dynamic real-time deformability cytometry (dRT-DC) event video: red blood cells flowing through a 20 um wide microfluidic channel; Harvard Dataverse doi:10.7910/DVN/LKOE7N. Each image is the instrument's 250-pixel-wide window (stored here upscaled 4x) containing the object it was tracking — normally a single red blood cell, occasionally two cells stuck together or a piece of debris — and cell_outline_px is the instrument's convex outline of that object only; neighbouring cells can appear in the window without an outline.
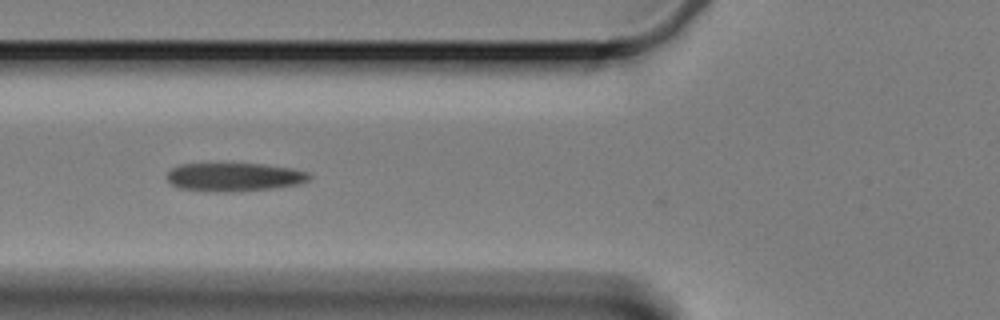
{"species": "Egyptian fruit bat (a non-hibernating species)", "species_latin": "Rousettus aegyptiacus", "temperature_condition": "cold", "stored_images_in_passage": 9, "camera_frame_rate_fps": 3000, "um_per_image_px": 0.085, "animal": {"sex": "female"}, "frame": {"image": 1, "passage_image": 2, "time_ms": 0.333, "image_size_px": [1000, 320], "cell_outline_px": [[312, 176], [308, 180], [296, 184], [272, 188], [232, 192], [204, 192], [180, 188], [172, 184], [168, 180], [168, 172], [172, 168], [180, 164], [264, 164], [292, 168], [308, 172]], "centroid_in_image_um": [19.9, 15.05], "position_along_channel_um": 105.9, "area_um2": 23.58}}